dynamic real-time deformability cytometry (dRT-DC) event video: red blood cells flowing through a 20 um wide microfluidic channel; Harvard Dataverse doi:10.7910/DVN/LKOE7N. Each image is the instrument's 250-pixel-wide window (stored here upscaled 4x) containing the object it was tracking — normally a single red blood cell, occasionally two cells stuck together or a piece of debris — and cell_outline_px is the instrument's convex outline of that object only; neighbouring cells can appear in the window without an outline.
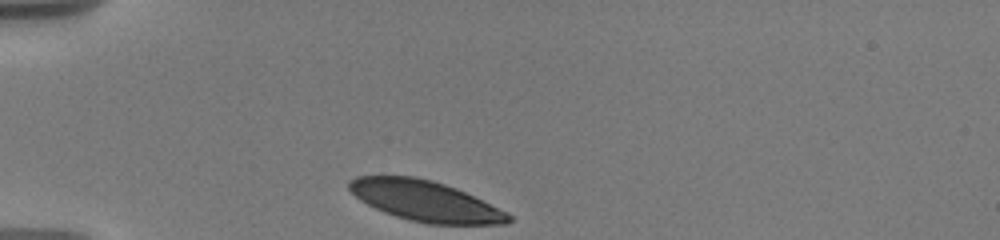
{"species": "human", "species_latin": "Homo sapiens", "temperature_condition": "warm", "stored_images_in_passage": 23, "camera_frame_rate_fps": 3000, "um_per_image_px": 0.085, "donor": {"sex": "male"}, "frame": {"image": 1, "passage_image": 1, "time_ms": 0.0, "image_size_px": [1000, 240], "cell_outline_px": [[512, 220], [504, 224], [428, 224], [408, 220], [384, 212], [360, 200], [348, 188], [348, 180], [356, 176], [416, 176], [432, 180], [456, 188], [508, 212], [512, 216]], "centroid_in_image_um": [36.14, 17.08], "position_along_channel_um": 48.9, "area_um2": 37.51}}
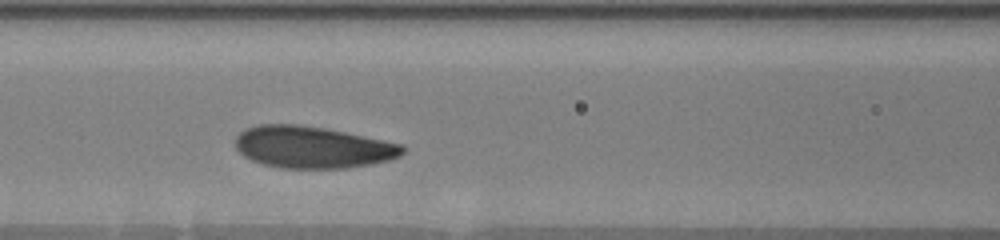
{"frame": {"image": 2, "passage_image": 10, "time_ms": 3.333, "image_size_px": [1000, 240], "cell_outline_px": [[404, 152], [400, 156], [388, 160], [372, 164], [348, 168], [280, 168], [264, 164], [252, 160], [244, 156], [236, 148], [236, 136], [244, 128], [256, 124], [300, 124], [324, 128], [404, 144]], "centroid_in_image_um": [26.56, 12.5], "position_along_channel_um": 140.0, "area_um2": 40.92}}
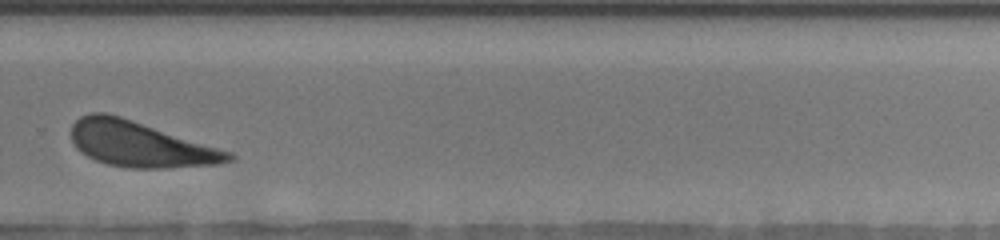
{"frame": {"image": 3, "passage_image": 22, "time_ms": 8.333, "image_size_px": [1000, 240], "cell_outline_px": [[236, 160], [220, 164], [168, 168], [128, 168], [108, 164], [96, 160], [80, 152], [76, 148], [72, 140], [72, 124], [80, 116], [92, 112], [104, 112], [120, 116], [232, 152], [236, 156]], "centroid_in_image_um": [11.94, 12.27], "position_along_channel_um": 317.9, "area_um2": 41.62}}